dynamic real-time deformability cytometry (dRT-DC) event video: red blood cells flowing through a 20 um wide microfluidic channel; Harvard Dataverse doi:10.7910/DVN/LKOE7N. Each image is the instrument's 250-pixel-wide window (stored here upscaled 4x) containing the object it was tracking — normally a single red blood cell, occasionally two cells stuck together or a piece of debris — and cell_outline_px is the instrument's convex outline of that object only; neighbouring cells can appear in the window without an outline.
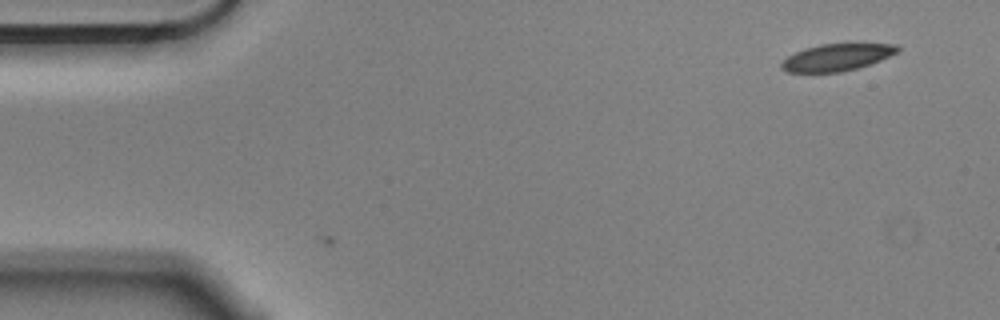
{"species": "Egyptian fruit bat (a non-hibernating species)", "species_latin": "Rousettus aegyptiacus", "temperature_condition": "cold", "stored_images_in_passage": 14, "camera_frame_rate_fps": 3000, "um_per_image_px": 0.085, "animal": {"sex": "male"}, "frame": {"image": 1, "passage_image": 1, "time_ms": 0.0, "image_size_px": [1000, 320], "cell_outline_px": [[900, 52], [880, 60], [856, 68], [840, 72], [788, 72], [780, 68], [780, 64], [788, 56], [804, 48], [820, 44], [856, 40], [896, 44], [900, 48]], "centroid_in_image_um": [71.23, 4.8], "position_along_channel_um": 13.8, "area_um2": 19.19}}
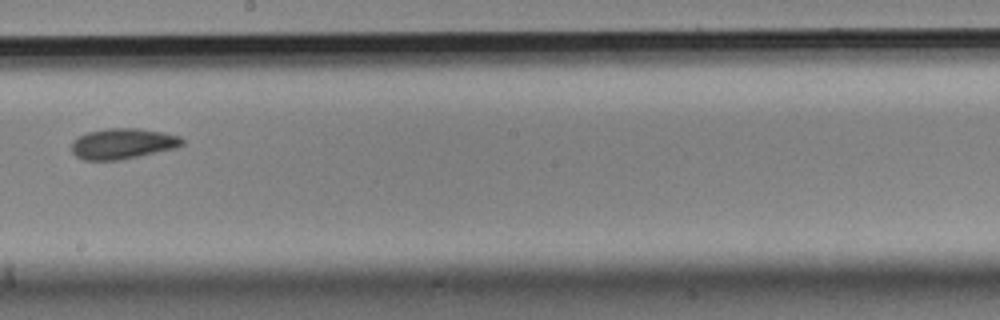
{"frame": {"image": 2, "passage_image": 8, "time_ms": 2.333, "image_size_px": [1000, 320], "cell_outline_px": [[184, 144], [176, 148], [120, 160], [84, 160], [76, 156], [72, 152], [72, 140], [88, 132], [104, 128], [140, 128], [180, 136], [184, 140]], "centroid_in_image_um": [10.43, 12.21], "position_along_channel_um": 237.8, "area_um2": 19.77}}
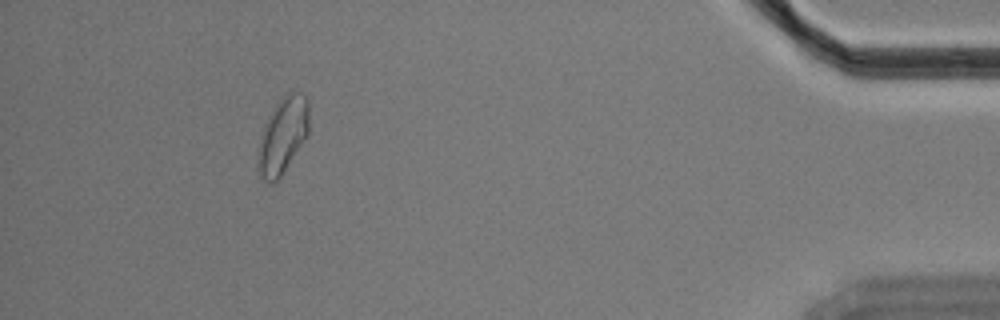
{"frame": {"image": 3, "passage_image": 13, "time_ms": 4.0, "image_size_px": [1000, 320], "cell_outline_px": [[308, 136], [280, 176], [272, 184], [264, 180], [260, 176], [256, 156], [256, 152], [260, 136], [264, 124], [276, 104], [292, 88], [304, 92], [308, 100]], "centroid_in_image_um": [24.03, 11.48], "position_along_channel_um": 411.2, "area_um2": 22.95}}